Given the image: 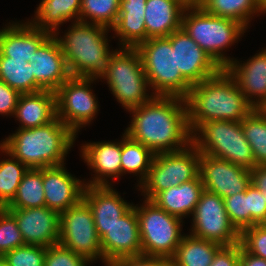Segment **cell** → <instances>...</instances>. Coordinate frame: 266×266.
<instances>
[{"mask_svg":"<svg viewBox=\"0 0 266 266\" xmlns=\"http://www.w3.org/2000/svg\"><path fill=\"white\" fill-rule=\"evenodd\" d=\"M127 112L132 114V119L124 132L154 154L181 151L192 143L183 98L153 96Z\"/></svg>","mask_w":266,"mask_h":266,"instance_id":"1","label":"cell"},{"mask_svg":"<svg viewBox=\"0 0 266 266\" xmlns=\"http://www.w3.org/2000/svg\"><path fill=\"white\" fill-rule=\"evenodd\" d=\"M185 101L191 133L212 120L240 122L254 109L226 69L192 85Z\"/></svg>","mask_w":266,"mask_h":266,"instance_id":"2","label":"cell"},{"mask_svg":"<svg viewBox=\"0 0 266 266\" xmlns=\"http://www.w3.org/2000/svg\"><path fill=\"white\" fill-rule=\"evenodd\" d=\"M77 135L57 117L43 126L23 129L1 140L0 145L28 169L66 164Z\"/></svg>","mask_w":266,"mask_h":266,"instance_id":"3","label":"cell"},{"mask_svg":"<svg viewBox=\"0 0 266 266\" xmlns=\"http://www.w3.org/2000/svg\"><path fill=\"white\" fill-rule=\"evenodd\" d=\"M63 36L57 38L70 73L75 77H96L104 71L110 54L108 33L105 26L83 21H73ZM60 35V36H59Z\"/></svg>","mask_w":266,"mask_h":266,"instance_id":"4","label":"cell"},{"mask_svg":"<svg viewBox=\"0 0 266 266\" xmlns=\"http://www.w3.org/2000/svg\"><path fill=\"white\" fill-rule=\"evenodd\" d=\"M181 28L221 69H225L234 60L225 52L238 43L247 31L241 23L211 15L199 5L185 8Z\"/></svg>","mask_w":266,"mask_h":266,"instance_id":"5","label":"cell"},{"mask_svg":"<svg viewBox=\"0 0 266 266\" xmlns=\"http://www.w3.org/2000/svg\"><path fill=\"white\" fill-rule=\"evenodd\" d=\"M98 79L106 81L111 94L126 111L141 106L154 96L136 48H116Z\"/></svg>","mask_w":266,"mask_h":266,"instance_id":"6","label":"cell"},{"mask_svg":"<svg viewBox=\"0 0 266 266\" xmlns=\"http://www.w3.org/2000/svg\"><path fill=\"white\" fill-rule=\"evenodd\" d=\"M136 49L154 96L187 97L192 85L176 69L175 49L167 37L147 39Z\"/></svg>","mask_w":266,"mask_h":266,"instance_id":"7","label":"cell"},{"mask_svg":"<svg viewBox=\"0 0 266 266\" xmlns=\"http://www.w3.org/2000/svg\"><path fill=\"white\" fill-rule=\"evenodd\" d=\"M192 144L200 154L224 159L249 170L256 166L241 121L212 120L203 123L192 133Z\"/></svg>","mask_w":266,"mask_h":266,"instance_id":"8","label":"cell"},{"mask_svg":"<svg viewBox=\"0 0 266 266\" xmlns=\"http://www.w3.org/2000/svg\"><path fill=\"white\" fill-rule=\"evenodd\" d=\"M139 222L142 254L171 259L184 235L182 219L145 199L134 205Z\"/></svg>","mask_w":266,"mask_h":266,"instance_id":"9","label":"cell"},{"mask_svg":"<svg viewBox=\"0 0 266 266\" xmlns=\"http://www.w3.org/2000/svg\"><path fill=\"white\" fill-rule=\"evenodd\" d=\"M200 157L192 143L181 151L155 154L148 176L138 191L145 199L152 200L159 192L196 179Z\"/></svg>","mask_w":266,"mask_h":266,"instance_id":"10","label":"cell"},{"mask_svg":"<svg viewBox=\"0 0 266 266\" xmlns=\"http://www.w3.org/2000/svg\"><path fill=\"white\" fill-rule=\"evenodd\" d=\"M96 77L70 76L56 91V116L76 135L90 125L99 108L91 83Z\"/></svg>","mask_w":266,"mask_h":266,"instance_id":"11","label":"cell"},{"mask_svg":"<svg viewBox=\"0 0 266 266\" xmlns=\"http://www.w3.org/2000/svg\"><path fill=\"white\" fill-rule=\"evenodd\" d=\"M59 244L85 257L92 264L102 260L101 242L93 214L82 199L78 204L60 213Z\"/></svg>","mask_w":266,"mask_h":266,"instance_id":"12","label":"cell"},{"mask_svg":"<svg viewBox=\"0 0 266 266\" xmlns=\"http://www.w3.org/2000/svg\"><path fill=\"white\" fill-rule=\"evenodd\" d=\"M191 216V235L221 246L240 242V233L231 224L224 200L217 194L204 190Z\"/></svg>","mask_w":266,"mask_h":266,"instance_id":"13","label":"cell"},{"mask_svg":"<svg viewBox=\"0 0 266 266\" xmlns=\"http://www.w3.org/2000/svg\"><path fill=\"white\" fill-rule=\"evenodd\" d=\"M199 175L204 189L223 199L246 191L251 184L249 169L206 154H201Z\"/></svg>","mask_w":266,"mask_h":266,"instance_id":"14","label":"cell"},{"mask_svg":"<svg viewBox=\"0 0 266 266\" xmlns=\"http://www.w3.org/2000/svg\"><path fill=\"white\" fill-rule=\"evenodd\" d=\"M175 49L176 69L191 84L195 85L215 76L221 68L181 28L167 37Z\"/></svg>","mask_w":266,"mask_h":266,"instance_id":"15","label":"cell"},{"mask_svg":"<svg viewBox=\"0 0 266 266\" xmlns=\"http://www.w3.org/2000/svg\"><path fill=\"white\" fill-rule=\"evenodd\" d=\"M103 264L142 254V244L136 209L133 206L100 238Z\"/></svg>","mask_w":266,"mask_h":266,"instance_id":"16","label":"cell"},{"mask_svg":"<svg viewBox=\"0 0 266 266\" xmlns=\"http://www.w3.org/2000/svg\"><path fill=\"white\" fill-rule=\"evenodd\" d=\"M80 157L93 173L92 179L84 180L86 186H109L121 179L122 139L96 141L80 146ZM111 178V179H110ZM109 180H114L110 182Z\"/></svg>","mask_w":266,"mask_h":266,"instance_id":"17","label":"cell"},{"mask_svg":"<svg viewBox=\"0 0 266 266\" xmlns=\"http://www.w3.org/2000/svg\"><path fill=\"white\" fill-rule=\"evenodd\" d=\"M7 210L15 217L25 244L49 247L59 243L58 212L46 206Z\"/></svg>","mask_w":266,"mask_h":266,"instance_id":"18","label":"cell"},{"mask_svg":"<svg viewBox=\"0 0 266 266\" xmlns=\"http://www.w3.org/2000/svg\"><path fill=\"white\" fill-rule=\"evenodd\" d=\"M45 206L59 214L83 199L85 178L68 172L65 164L42 168Z\"/></svg>","mask_w":266,"mask_h":266,"instance_id":"19","label":"cell"},{"mask_svg":"<svg viewBox=\"0 0 266 266\" xmlns=\"http://www.w3.org/2000/svg\"><path fill=\"white\" fill-rule=\"evenodd\" d=\"M30 63L36 80V92H55L70 77L65 57L54 34L39 46Z\"/></svg>","mask_w":266,"mask_h":266,"instance_id":"20","label":"cell"},{"mask_svg":"<svg viewBox=\"0 0 266 266\" xmlns=\"http://www.w3.org/2000/svg\"><path fill=\"white\" fill-rule=\"evenodd\" d=\"M225 69L235 79L248 102L261 109L266 103V48L245 61L234 58Z\"/></svg>","mask_w":266,"mask_h":266,"instance_id":"21","label":"cell"},{"mask_svg":"<svg viewBox=\"0 0 266 266\" xmlns=\"http://www.w3.org/2000/svg\"><path fill=\"white\" fill-rule=\"evenodd\" d=\"M109 186H85L83 200L91 208L95 227L101 238L132 206L120 193Z\"/></svg>","mask_w":266,"mask_h":266,"instance_id":"22","label":"cell"},{"mask_svg":"<svg viewBox=\"0 0 266 266\" xmlns=\"http://www.w3.org/2000/svg\"><path fill=\"white\" fill-rule=\"evenodd\" d=\"M50 35V32L37 29L27 21H11L0 29V53L30 62L36 50Z\"/></svg>","mask_w":266,"mask_h":266,"instance_id":"23","label":"cell"},{"mask_svg":"<svg viewBox=\"0 0 266 266\" xmlns=\"http://www.w3.org/2000/svg\"><path fill=\"white\" fill-rule=\"evenodd\" d=\"M147 0H120L119 15L111 28L119 47L136 48L146 41L145 6Z\"/></svg>","mask_w":266,"mask_h":266,"instance_id":"24","label":"cell"},{"mask_svg":"<svg viewBox=\"0 0 266 266\" xmlns=\"http://www.w3.org/2000/svg\"><path fill=\"white\" fill-rule=\"evenodd\" d=\"M187 6L182 0H147L146 40L168 37L172 32L181 29L182 16Z\"/></svg>","mask_w":266,"mask_h":266,"instance_id":"25","label":"cell"},{"mask_svg":"<svg viewBox=\"0 0 266 266\" xmlns=\"http://www.w3.org/2000/svg\"><path fill=\"white\" fill-rule=\"evenodd\" d=\"M13 117L19 123L18 128L29 129L48 124L57 117L55 92L42 90L21 94Z\"/></svg>","mask_w":266,"mask_h":266,"instance_id":"26","label":"cell"},{"mask_svg":"<svg viewBox=\"0 0 266 266\" xmlns=\"http://www.w3.org/2000/svg\"><path fill=\"white\" fill-rule=\"evenodd\" d=\"M204 190L199 175L194 180L159 192L151 201L169 214L184 220L192 215Z\"/></svg>","mask_w":266,"mask_h":266,"instance_id":"27","label":"cell"},{"mask_svg":"<svg viewBox=\"0 0 266 266\" xmlns=\"http://www.w3.org/2000/svg\"><path fill=\"white\" fill-rule=\"evenodd\" d=\"M36 8L34 18L27 22L37 29L54 34L67 22L79 21L81 0H42Z\"/></svg>","mask_w":266,"mask_h":266,"instance_id":"28","label":"cell"},{"mask_svg":"<svg viewBox=\"0 0 266 266\" xmlns=\"http://www.w3.org/2000/svg\"><path fill=\"white\" fill-rule=\"evenodd\" d=\"M220 244L193 235H183L175 255L171 258L172 266H210Z\"/></svg>","mask_w":266,"mask_h":266,"instance_id":"29","label":"cell"},{"mask_svg":"<svg viewBox=\"0 0 266 266\" xmlns=\"http://www.w3.org/2000/svg\"><path fill=\"white\" fill-rule=\"evenodd\" d=\"M205 12L232 19L246 29L252 19L263 14L260 0H201L198 4Z\"/></svg>","mask_w":266,"mask_h":266,"instance_id":"30","label":"cell"},{"mask_svg":"<svg viewBox=\"0 0 266 266\" xmlns=\"http://www.w3.org/2000/svg\"><path fill=\"white\" fill-rule=\"evenodd\" d=\"M121 138V176L128 173L138 176V188L147 178L155 154L142 143L131 139L125 132Z\"/></svg>","mask_w":266,"mask_h":266,"instance_id":"31","label":"cell"},{"mask_svg":"<svg viewBox=\"0 0 266 266\" xmlns=\"http://www.w3.org/2000/svg\"><path fill=\"white\" fill-rule=\"evenodd\" d=\"M45 206V193L41 169H28L23 175L13 200L6 209L39 208Z\"/></svg>","mask_w":266,"mask_h":266,"instance_id":"32","label":"cell"},{"mask_svg":"<svg viewBox=\"0 0 266 266\" xmlns=\"http://www.w3.org/2000/svg\"><path fill=\"white\" fill-rule=\"evenodd\" d=\"M32 72L30 62L0 53V80L20 94L36 93V80Z\"/></svg>","mask_w":266,"mask_h":266,"instance_id":"33","label":"cell"},{"mask_svg":"<svg viewBox=\"0 0 266 266\" xmlns=\"http://www.w3.org/2000/svg\"><path fill=\"white\" fill-rule=\"evenodd\" d=\"M0 152L9 157L0 159V208H5L16 195L17 188L28 168L1 145Z\"/></svg>","mask_w":266,"mask_h":266,"instance_id":"34","label":"cell"},{"mask_svg":"<svg viewBox=\"0 0 266 266\" xmlns=\"http://www.w3.org/2000/svg\"><path fill=\"white\" fill-rule=\"evenodd\" d=\"M241 125L256 165H266V113L262 109L254 108L241 121Z\"/></svg>","mask_w":266,"mask_h":266,"instance_id":"35","label":"cell"},{"mask_svg":"<svg viewBox=\"0 0 266 266\" xmlns=\"http://www.w3.org/2000/svg\"><path fill=\"white\" fill-rule=\"evenodd\" d=\"M120 0H81L79 21L111 29L119 15Z\"/></svg>","mask_w":266,"mask_h":266,"instance_id":"36","label":"cell"},{"mask_svg":"<svg viewBox=\"0 0 266 266\" xmlns=\"http://www.w3.org/2000/svg\"><path fill=\"white\" fill-rule=\"evenodd\" d=\"M23 245L25 242L15 217L6 208H0V257Z\"/></svg>","mask_w":266,"mask_h":266,"instance_id":"37","label":"cell"},{"mask_svg":"<svg viewBox=\"0 0 266 266\" xmlns=\"http://www.w3.org/2000/svg\"><path fill=\"white\" fill-rule=\"evenodd\" d=\"M223 200L229 220L236 230L241 233L244 229L250 227V210L246 191Z\"/></svg>","mask_w":266,"mask_h":266,"instance_id":"38","label":"cell"},{"mask_svg":"<svg viewBox=\"0 0 266 266\" xmlns=\"http://www.w3.org/2000/svg\"><path fill=\"white\" fill-rule=\"evenodd\" d=\"M46 247L23 245L7 252L3 258L8 266H44Z\"/></svg>","mask_w":266,"mask_h":266,"instance_id":"39","label":"cell"},{"mask_svg":"<svg viewBox=\"0 0 266 266\" xmlns=\"http://www.w3.org/2000/svg\"><path fill=\"white\" fill-rule=\"evenodd\" d=\"M241 246L252 255L266 260V224H256L240 233Z\"/></svg>","mask_w":266,"mask_h":266,"instance_id":"40","label":"cell"},{"mask_svg":"<svg viewBox=\"0 0 266 266\" xmlns=\"http://www.w3.org/2000/svg\"><path fill=\"white\" fill-rule=\"evenodd\" d=\"M89 264L91 265V262L85 257L59 243L46 247L44 266H87Z\"/></svg>","mask_w":266,"mask_h":266,"instance_id":"41","label":"cell"},{"mask_svg":"<svg viewBox=\"0 0 266 266\" xmlns=\"http://www.w3.org/2000/svg\"><path fill=\"white\" fill-rule=\"evenodd\" d=\"M246 197L250 210V227L256 224H266V202L261 192L252 184L246 189Z\"/></svg>","mask_w":266,"mask_h":266,"instance_id":"42","label":"cell"},{"mask_svg":"<svg viewBox=\"0 0 266 266\" xmlns=\"http://www.w3.org/2000/svg\"><path fill=\"white\" fill-rule=\"evenodd\" d=\"M108 266H172V262L171 259L141 254L116 259Z\"/></svg>","mask_w":266,"mask_h":266,"instance_id":"43","label":"cell"},{"mask_svg":"<svg viewBox=\"0 0 266 266\" xmlns=\"http://www.w3.org/2000/svg\"><path fill=\"white\" fill-rule=\"evenodd\" d=\"M240 242L234 245L221 246L215 253L210 266H239Z\"/></svg>","mask_w":266,"mask_h":266,"instance_id":"44","label":"cell"},{"mask_svg":"<svg viewBox=\"0 0 266 266\" xmlns=\"http://www.w3.org/2000/svg\"><path fill=\"white\" fill-rule=\"evenodd\" d=\"M21 94L0 80V115L12 116Z\"/></svg>","mask_w":266,"mask_h":266,"instance_id":"45","label":"cell"},{"mask_svg":"<svg viewBox=\"0 0 266 266\" xmlns=\"http://www.w3.org/2000/svg\"><path fill=\"white\" fill-rule=\"evenodd\" d=\"M250 174L251 184L261 192L266 202V165H256Z\"/></svg>","mask_w":266,"mask_h":266,"instance_id":"46","label":"cell"},{"mask_svg":"<svg viewBox=\"0 0 266 266\" xmlns=\"http://www.w3.org/2000/svg\"><path fill=\"white\" fill-rule=\"evenodd\" d=\"M239 266H266V260L248 253L240 244Z\"/></svg>","mask_w":266,"mask_h":266,"instance_id":"47","label":"cell"},{"mask_svg":"<svg viewBox=\"0 0 266 266\" xmlns=\"http://www.w3.org/2000/svg\"><path fill=\"white\" fill-rule=\"evenodd\" d=\"M182 1L188 6H191V5H198L201 0H182Z\"/></svg>","mask_w":266,"mask_h":266,"instance_id":"48","label":"cell"},{"mask_svg":"<svg viewBox=\"0 0 266 266\" xmlns=\"http://www.w3.org/2000/svg\"><path fill=\"white\" fill-rule=\"evenodd\" d=\"M261 7L263 9V15L266 14V0H260Z\"/></svg>","mask_w":266,"mask_h":266,"instance_id":"49","label":"cell"},{"mask_svg":"<svg viewBox=\"0 0 266 266\" xmlns=\"http://www.w3.org/2000/svg\"><path fill=\"white\" fill-rule=\"evenodd\" d=\"M0 266H8L7 262L3 257H0Z\"/></svg>","mask_w":266,"mask_h":266,"instance_id":"50","label":"cell"},{"mask_svg":"<svg viewBox=\"0 0 266 266\" xmlns=\"http://www.w3.org/2000/svg\"><path fill=\"white\" fill-rule=\"evenodd\" d=\"M261 109L266 113V103L261 107Z\"/></svg>","mask_w":266,"mask_h":266,"instance_id":"51","label":"cell"}]
</instances>
